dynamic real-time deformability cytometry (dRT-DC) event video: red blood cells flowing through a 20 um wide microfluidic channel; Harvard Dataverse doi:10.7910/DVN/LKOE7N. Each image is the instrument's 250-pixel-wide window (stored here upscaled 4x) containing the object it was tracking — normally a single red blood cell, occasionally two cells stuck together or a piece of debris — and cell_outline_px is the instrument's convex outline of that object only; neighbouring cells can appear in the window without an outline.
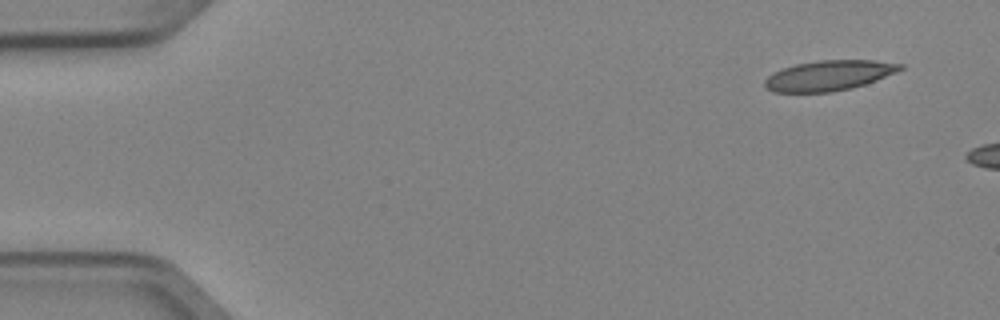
{"species": "Egyptian fruit bat (a non-hibernating species)", "species_latin": "Rousettus aegyptiacus", "temperature_condition": "cold", "stored_images_in_passage": 3, "camera_frame_rate_fps": 3000, "um_per_image_px": 0.085, "animal": {"sex": "female"}, "frame": {"image": 1, "passage_image": 1, "time_ms": 0.0, "image_size_px": [1000, 320], "cell_outline_px": [[904, 68], [896, 72], [876, 80], [852, 88], [832, 92], [772, 92], [764, 88], [764, 80], [772, 72], [796, 64], [820, 60], [872, 60], [904, 64]], "centroid_in_image_um": [70.43, 6.42], "position_along_channel_um": 14.6, "area_um2": 23.87}}